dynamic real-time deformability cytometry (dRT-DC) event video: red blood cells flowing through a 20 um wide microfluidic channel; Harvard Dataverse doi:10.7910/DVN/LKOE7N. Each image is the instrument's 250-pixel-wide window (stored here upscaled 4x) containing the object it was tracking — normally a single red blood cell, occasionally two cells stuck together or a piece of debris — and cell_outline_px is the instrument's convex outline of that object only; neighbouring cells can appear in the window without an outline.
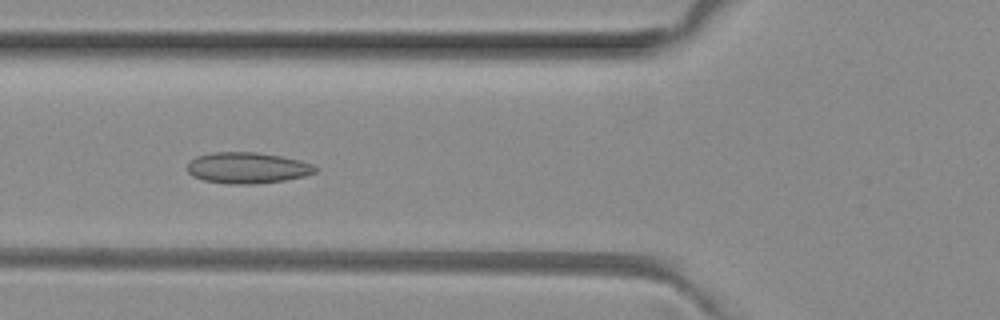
{"species": "common noctule bat (a hibernating species)", "species_latin": "Nyctalus noctula", "temperature_condition": "room temperature", "stored_images_in_passage": 51, "camera_frame_rate_fps": 3000, "um_per_image_px": 0.085, "animal": {"sex": "female", "body_mass_g": 29.2, "forearm_length_mm": 56.3}, "frame": {"image": 1, "passage_image": 19, "time_ms": 6.0, "image_size_px": [1000, 320], "cell_outline_px": [[320, 168], [316, 172], [304, 176], [284, 180], [256, 184], [228, 184], [204, 180], [192, 176], [188, 172], [188, 164], [196, 156], [212, 152], [256, 152], [280, 156], [300, 160], [316, 164]], "centroid_in_image_um": [21.07, 14.27], "position_along_channel_um": 104.7, "area_um2": 23.35}}
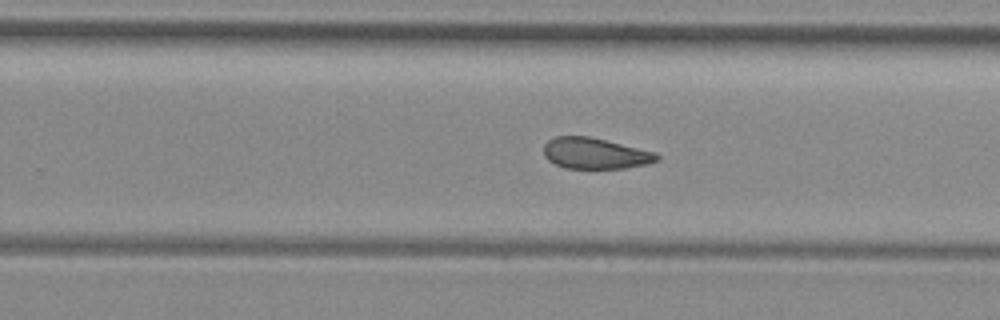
{"frame": {"image": 2, "passage_image": 32, "time_ms": 10.333, "image_size_px": [1000, 320], "cell_outline_px": [[660, 160], [648, 164], [624, 168], [564, 168], [548, 160], [544, 156], [544, 144], [548, 140], [556, 136], [588, 136], [656, 152], [660, 156]], "centroid_in_image_um": [50.59, 13.04], "position_along_channel_um": 279.2, "area_um2": 20.46}}
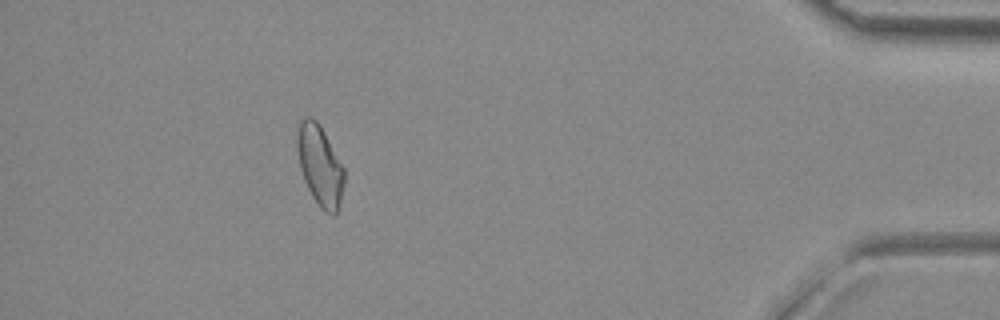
{"frame": {"image": 3, "passage_image": 46, "time_ms": 15.0, "image_size_px": [1000, 320], "cell_outline_px": [[344, 184], [336, 216], [332, 216], [324, 212], [320, 208], [312, 196], [304, 180], [300, 168], [296, 148], [296, 136], [300, 120], [304, 116], [312, 116], [320, 124], [344, 168]], "centroid_in_image_um": [27.18, 14.05], "position_along_channel_um": 408.0, "area_um2": 22.31}, "authors_computed_cell_mechanics": {"area_um2": 22.0796, "velocity_mm_per_s": 4.0376, "shape_relaxation_time_tau1_ms": null, "shape_relaxation_time_tau2_ms": 5.4878, "deformation_change_tau1": null, "deformation_change_tau2": 0.1118}}